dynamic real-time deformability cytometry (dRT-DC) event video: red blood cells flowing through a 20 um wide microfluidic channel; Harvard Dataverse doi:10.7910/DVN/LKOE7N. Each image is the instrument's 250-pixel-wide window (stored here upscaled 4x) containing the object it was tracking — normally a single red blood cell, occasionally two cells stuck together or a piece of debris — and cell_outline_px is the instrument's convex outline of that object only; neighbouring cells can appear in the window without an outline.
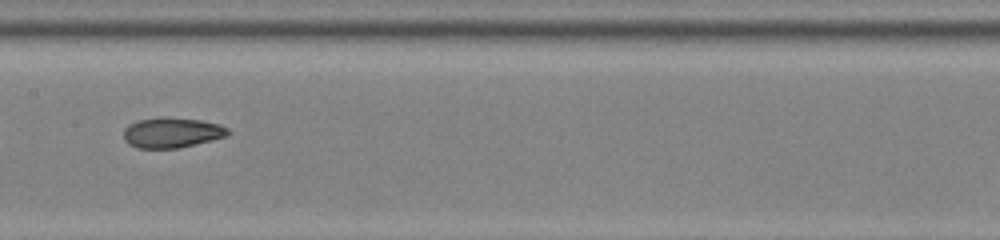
{"species": "common noctule bat (a hibernating species)", "species_latin": "Nyctalus noctula", "temperature_condition": "room temperature", "stored_images_in_passage": 34, "camera_frame_rate_fps": 3000, "um_per_image_px": 0.085, "animal": {"sex": "female", "body_mass_g": 22.0, "forearm_length_mm": 56.7}, "frame": {"image": 1, "passage_image": 10, "time_ms": 3.0, "image_size_px": [1000, 240], "cell_outline_px": [[228, 132], [224, 136], [180, 148], [136, 148], [128, 144], [124, 140], [124, 128], [128, 124], [140, 120], [156, 116], [164, 116], [200, 120], [220, 124], [228, 128]], "centroid_in_image_um": [14.54, 11.26], "position_along_channel_um": 192.9, "area_um2": 18.44}, "authors_computed_cell_mechanics": {"area_um2": 18.3515, "velocity_mm_per_s": 3.9, "shape_relaxation_time_tau1_ms": null, "shape_relaxation_time_tau2_ms": 1.5749, "deformation_change_tau1": null, "deformation_change_tau2": 0.0698}}